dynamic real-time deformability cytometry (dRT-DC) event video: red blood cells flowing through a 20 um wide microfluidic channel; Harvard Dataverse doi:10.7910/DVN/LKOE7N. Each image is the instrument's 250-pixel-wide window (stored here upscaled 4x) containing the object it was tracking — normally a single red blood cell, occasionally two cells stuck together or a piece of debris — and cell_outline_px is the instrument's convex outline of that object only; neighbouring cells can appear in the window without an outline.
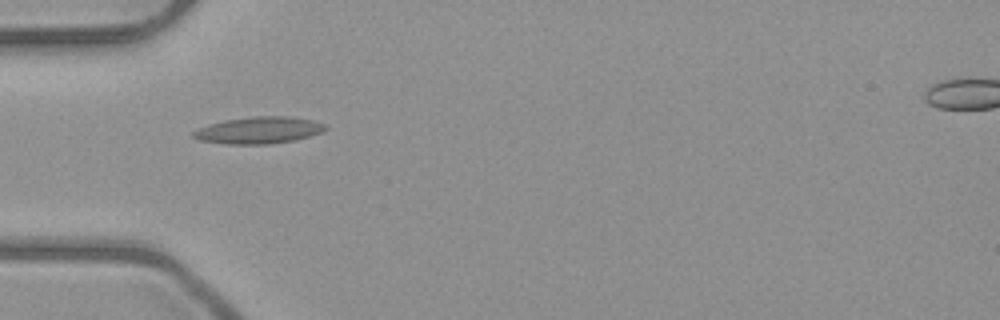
{"species": "common noctule bat (a hibernating species)", "species_latin": "Nyctalus noctula", "temperature_condition": "room temperature", "stored_images_in_passage": 1, "camera_frame_rate_fps": 3000, "um_per_image_px": 0.085, "animal": {"sex": "male", "body_mass_g": 23.1, "forearm_length_mm": 52.7}, "frame": {"image": 1, "passage_image": 1, "time_ms": 0.0, "image_size_px": [1000, 320], "cell_outline_px": [[328, 128], [324, 132], [296, 140], [268, 144], [228, 144], [200, 140], [192, 136], [192, 132], [208, 124], [224, 120], [252, 116], [288, 116], [312, 120], [324, 124]], "centroid_in_image_um": [22.03, 11.06], "position_along_channel_um": 63.0, "area_um2": 20.69}}